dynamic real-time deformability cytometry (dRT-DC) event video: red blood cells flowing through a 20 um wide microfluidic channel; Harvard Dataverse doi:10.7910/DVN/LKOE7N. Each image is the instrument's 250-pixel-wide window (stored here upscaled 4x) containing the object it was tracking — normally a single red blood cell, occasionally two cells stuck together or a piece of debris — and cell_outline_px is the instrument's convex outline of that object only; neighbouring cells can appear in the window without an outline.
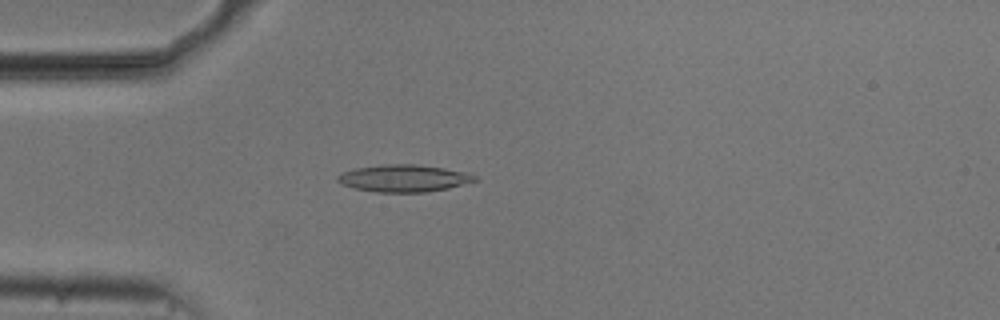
{"species": "common noctule bat (a hibernating species)", "species_latin": "Nyctalus noctula", "temperature_condition": "cold", "stored_images_in_passage": 54, "camera_frame_rate_fps": 3000, "um_per_image_px": 0.085, "animal": {"sex": "male", "body_mass_g": 20.5, "forearm_length_mm": 52.5}, "frame": {"image": 1, "passage_image": 15, "time_ms": 4.667, "image_size_px": [1000, 320], "cell_outline_px": [[480, 180], [448, 188], [424, 192], [376, 192], [356, 188], [344, 184], [336, 180], [336, 176], [340, 172], [356, 168], [384, 164], [416, 164], [444, 168], [468, 172], [480, 176]], "centroid_in_image_um": [34.38, 15.14], "position_along_channel_um": 50.6, "area_um2": 21.85}}
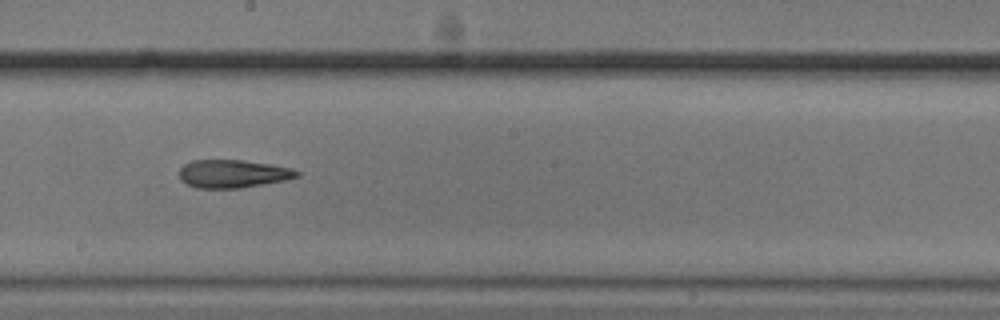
{"frame": {"image": 2, "passage_image": 30, "time_ms": 9.667, "image_size_px": [1000, 320], "cell_outline_px": [[300, 176], [284, 180], [240, 188], [196, 188], [180, 180], [180, 168], [184, 164], [192, 160], [244, 160], [272, 164], [292, 168], [300, 172]], "centroid_in_image_um": [19.8, 14.76], "position_along_channel_um": 228.4, "area_um2": 19.25}}
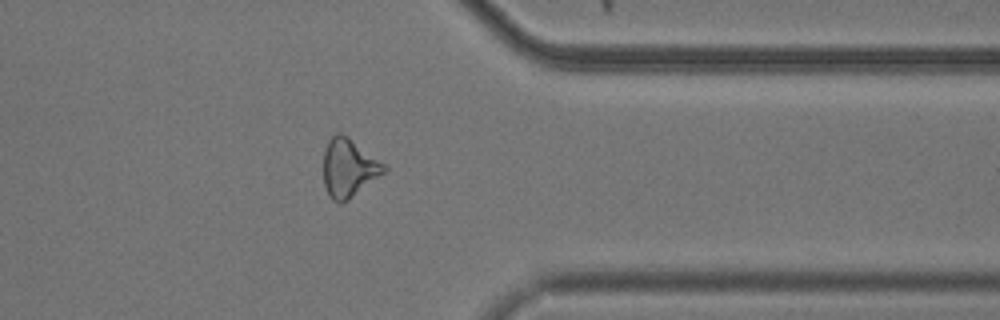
{"frame": {"image": 3, "passage_image": 43, "time_ms": 14.0, "image_size_px": [1000, 320], "cell_outline_px": [[388, 168], [384, 172], [348, 200], [332, 200], [328, 196], [324, 184], [324, 148], [328, 140], [336, 132], [340, 132], [384, 164]], "centroid_in_image_um": [29.6, 14.26], "position_along_channel_um": 381.8, "area_um2": 19.94}, "authors_computed_cell_mechanics": {"area_um2": 20.3456, "velocity_mm_per_s": 3.7444, "shape_relaxation_time_tau1_ms": 6.7311, "shape_relaxation_time_tau2_ms": 3.7549, "deformation_change_tau1": 0.1854, "deformation_change_tau2": 0.1385}}